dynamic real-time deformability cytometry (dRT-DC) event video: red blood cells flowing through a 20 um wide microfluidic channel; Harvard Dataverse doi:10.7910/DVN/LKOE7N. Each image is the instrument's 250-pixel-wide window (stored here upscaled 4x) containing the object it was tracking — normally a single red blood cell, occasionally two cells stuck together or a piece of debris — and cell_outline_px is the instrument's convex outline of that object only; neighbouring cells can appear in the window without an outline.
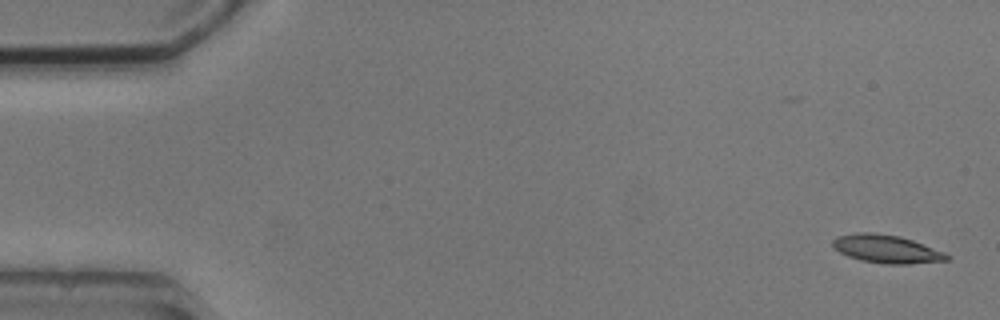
{"species": "common noctule bat (a hibernating species)", "species_latin": "Nyctalus noctula", "temperature_condition": "cold", "stored_images_in_passage": 5, "camera_frame_rate_fps": 3000, "um_per_image_px": 0.085, "animal": {"sex": "male", "body_mass_g": 20.5, "forearm_length_mm": 52.5}, "frame": {"image": 1, "passage_image": 1, "time_ms": 0.0, "image_size_px": [1000, 320], "cell_outline_px": [[952, 256], [948, 260], [908, 264], [888, 264], [860, 260], [848, 256], [840, 252], [832, 244], [832, 240], [836, 236], [856, 232], [872, 232], [900, 236], [912, 240], [944, 252]], "centroid_in_image_um": [75.35, 21.15], "position_along_channel_um": 9.7, "area_um2": 18.67}}
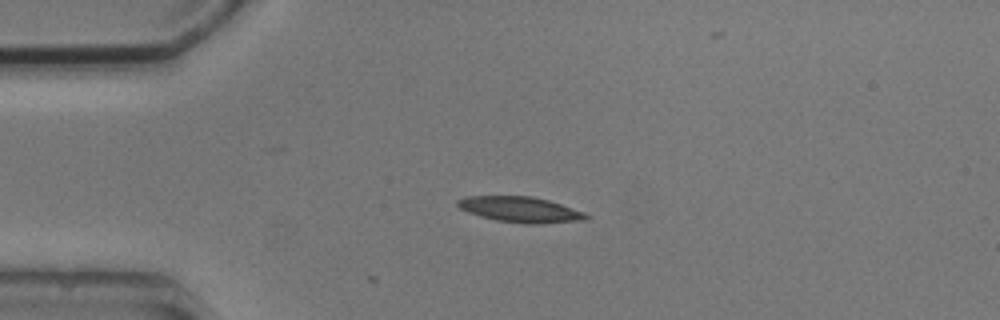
{"frame": {"image": 2, "passage_image": 4, "time_ms": 3.667, "image_size_px": [1000, 320], "cell_outline_px": [[588, 220], [536, 224], [528, 224], [496, 220], [480, 216], [468, 212], [460, 208], [456, 204], [456, 200], [468, 196], [532, 196], [548, 200], [584, 212], [588, 216]], "centroid_in_image_um": [44.22, 17.81], "position_along_channel_um": 40.8, "area_um2": 19.07}}